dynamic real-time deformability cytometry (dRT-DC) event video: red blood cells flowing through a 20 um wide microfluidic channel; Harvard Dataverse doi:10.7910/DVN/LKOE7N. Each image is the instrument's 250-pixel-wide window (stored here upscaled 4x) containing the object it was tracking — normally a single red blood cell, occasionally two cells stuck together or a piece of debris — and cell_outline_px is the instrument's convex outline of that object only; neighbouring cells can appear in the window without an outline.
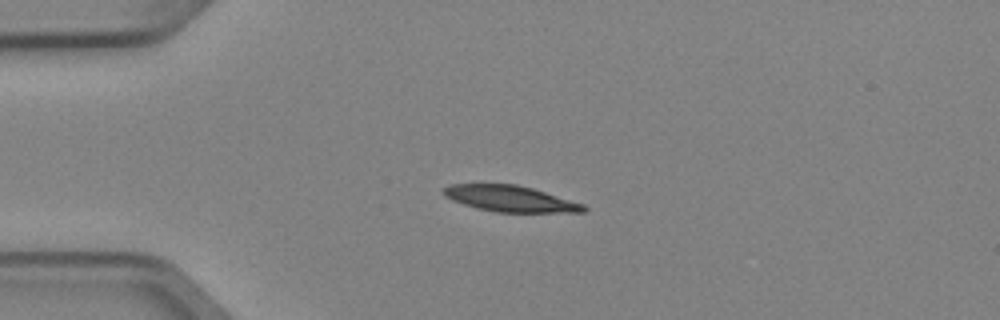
{"species": "Egyptian fruit bat (a non-hibernating species)", "species_latin": "Rousettus aegyptiacus", "temperature_condition": "cold", "stored_images_in_passage": 3, "camera_frame_rate_fps": 3000, "um_per_image_px": 0.085, "animal": {"sex": "female"}, "frame": {"image": 1, "passage_image": 1, "time_ms": 0.0, "image_size_px": [1000, 320], "cell_outline_px": [[588, 208], [584, 212], [496, 212], [476, 208], [452, 200], [444, 196], [444, 188], [452, 184], [516, 184], [532, 188], [584, 204]], "centroid_in_image_um": [43.38, 16.89], "position_along_channel_um": 41.6, "area_um2": 21.1}}
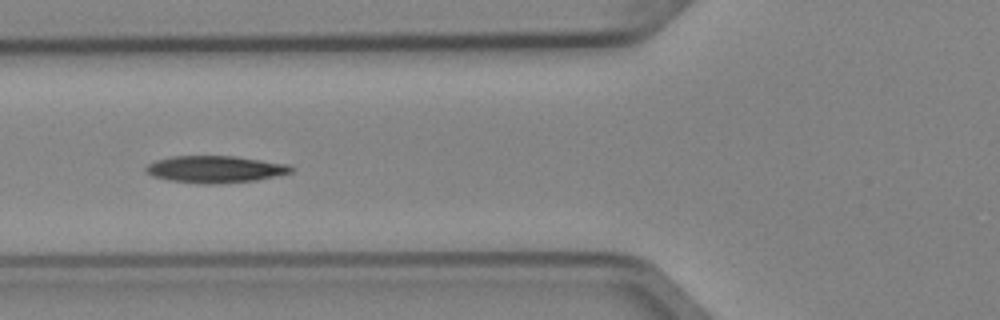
{"frame": {"image": 2, "passage_image": 3, "time_ms": 0.667, "image_size_px": [1000, 320], "cell_outline_px": [[296, 168], [292, 172], [256, 180], [212, 184], [204, 184], [168, 180], [152, 176], [144, 168], [148, 164], [156, 160], [172, 156], [236, 156], [288, 164]], "centroid_in_image_um": [18.3, 14.38], "position_along_channel_um": 107.5, "area_um2": 22.77}}